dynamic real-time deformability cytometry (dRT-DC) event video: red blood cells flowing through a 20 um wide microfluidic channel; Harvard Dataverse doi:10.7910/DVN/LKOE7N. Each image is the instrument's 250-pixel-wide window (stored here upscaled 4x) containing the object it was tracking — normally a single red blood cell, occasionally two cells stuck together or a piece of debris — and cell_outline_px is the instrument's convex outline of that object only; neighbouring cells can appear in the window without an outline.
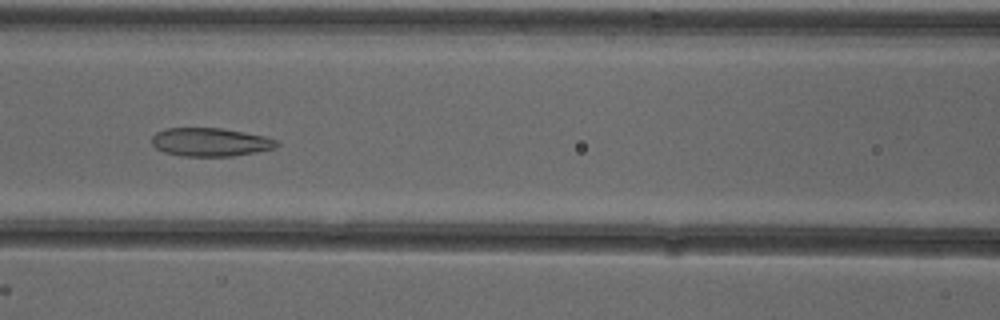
{"species": "common noctule bat (a hibernating species)", "species_latin": "Nyctalus noctula", "temperature_condition": "cold", "stored_images_in_passage": 53, "camera_frame_rate_fps": 3000, "um_per_image_px": 0.085, "animal": {"sex": "female"}, "frame": {"image": 1, "passage_image": 24, "time_ms": 7.667, "image_size_px": [1000, 320], "cell_outline_px": [[280, 144], [276, 148], [256, 152], [232, 156], [180, 156], [164, 152], [156, 148], [152, 144], [152, 136], [156, 132], [164, 128], [220, 128], [244, 132], [264, 136], [276, 140]], "centroid_in_image_um": [17.87, 12.08], "position_along_channel_um": 148.7, "area_um2": 20.75}}
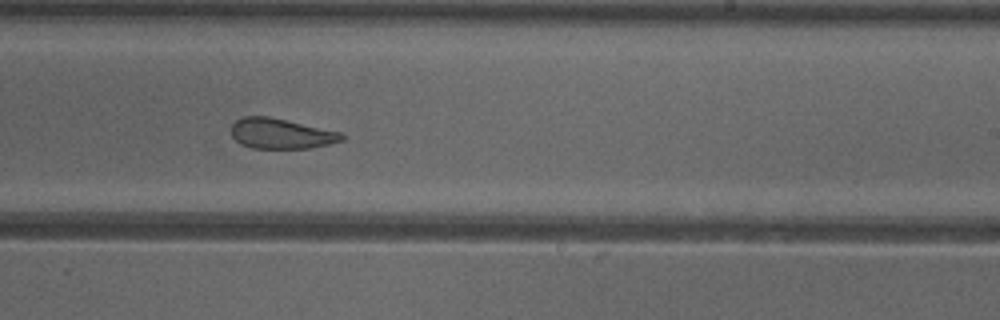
{"frame": {"image": 2, "passage_image": 33, "time_ms": 10.667, "image_size_px": [1000, 320], "cell_outline_px": [[344, 140], [332, 144], [312, 148], [252, 148], [240, 144], [232, 136], [232, 124], [236, 120], [244, 116], [268, 116], [340, 132], [344, 136]], "centroid_in_image_um": [23.89, 11.36], "position_along_channel_um": 265.1, "area_um2": 19.48}}
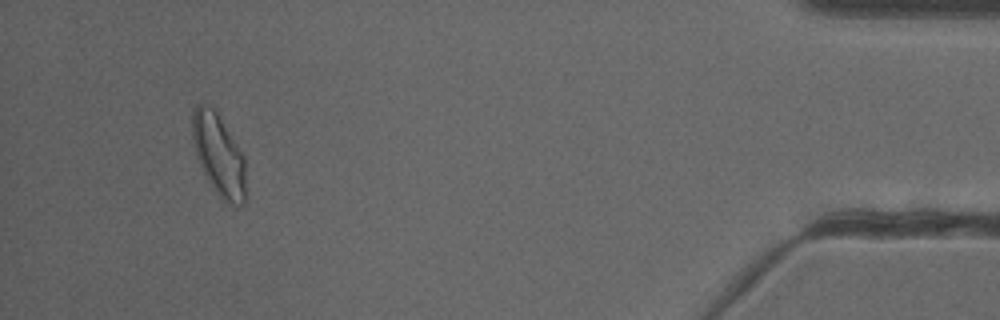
{"frame": {"image": 3, "passage_image": 50, "time_ms": 16.333, "image_size_px": [1000, 320], "cell_outline_px": [[244, 204], [228, 204], [220, 200], [208, 180], [200, 164], [192, 140], [192, 112], [196, 104], [212, 104], [220, 116], [244, 156]], "centroid_in_image_um": [18.57, 13.12], "position_along_channel_um": 416.6, "area_um2": 25.37}, "authors_computed_cell_mechanics": {"area_um2": 23.0622, "velocity_mm_per_s": 3.8824, "shape_relaxation_time_tau1_ms": null, "shape_relaxation_time_tau2_ms": 1.8034, "deformation_change_tau1": null, "deformation_change_tau2": 0.0826}}